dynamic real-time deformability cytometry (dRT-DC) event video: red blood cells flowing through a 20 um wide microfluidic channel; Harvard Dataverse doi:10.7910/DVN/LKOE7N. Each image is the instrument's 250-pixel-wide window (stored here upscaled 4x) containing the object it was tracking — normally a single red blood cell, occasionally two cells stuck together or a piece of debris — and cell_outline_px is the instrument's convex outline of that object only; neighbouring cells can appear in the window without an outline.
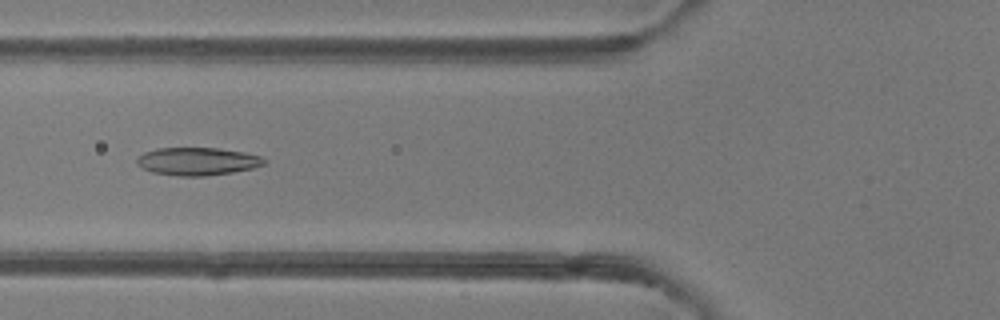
{"species": "common noctule bat (a hibernating species)", "species_latin": "Nyctalus noctula", "temperature_condition": "room temperature", "stored_images_in_passage": 48, "camera_frame_rate_fps": 3000, "um_per_image_px": 0.085, "animal": {"sex": "female"}, "frame": {"image": 1, "passage_image": 18, "time_ms": 5.667, "image_size_px": [1000, 320], "cell_outline_px": [[268, 160], [264, 164], [252, 168], [232, 172], [204, 176], [180, 176], [152, 172], [140, 168], [136, 164], [136, 156], [144, 152], [156, 148], [216, 148], [244, 152], [260, 156]], "centroid_in_image_um": [16.73, 13.71], "position_along_channel_um": 109.1, "area_um2": 20.75}}
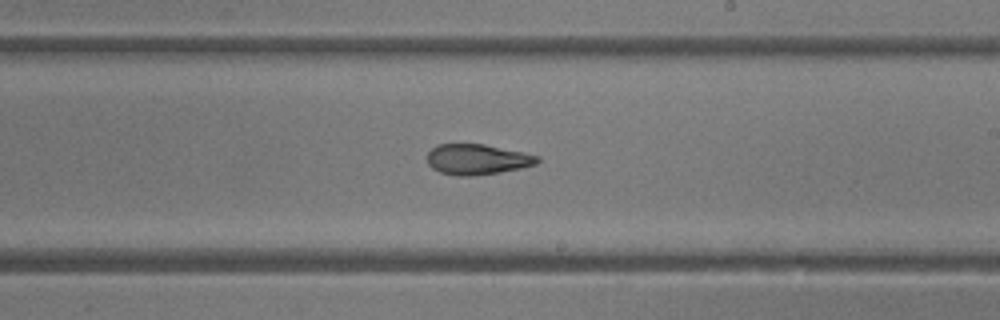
{"frame": {"image": 2, "passage_image": 28, "time_ms": 9.0, "image_size_px": [1000, 320], "cell_outline_px": [[540, 160], [536, 164], [520, 168], [500, 172], [468, 176], [456, 176], [440, 172], [432, 168], [428, 164], [428, 152], [436, 144], [484, 144], [524, 152], [540, 156]], "centroid_in_image_um": [40.56, 13.54], "position_along_channel_um": 248.4, "area_um2": 19.59}}
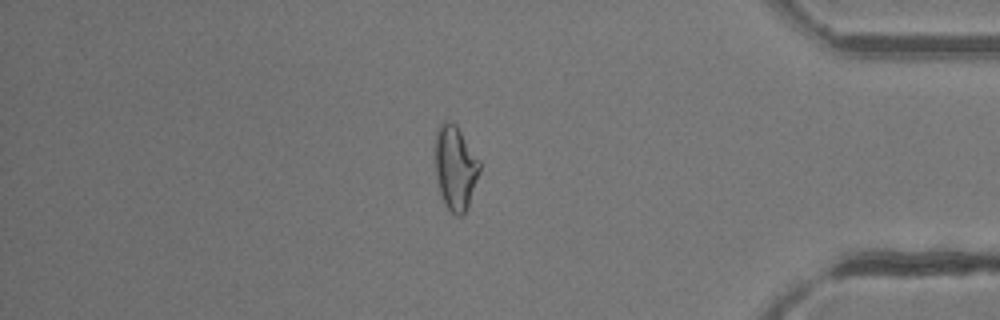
{"frame": {"image": 3, "passage_image": 41, "time_ms": 13.333, "image_size_px": [1000, 320], "cell_outline_px": [[480, 172], [468, 204], [464, 212], [460, 216], [456, 216], [444, 204], [440, 192], [436, 176], [436, 128], [444, 120], [448, 120], [456, 124], [480, 160]], "centroid_in_image_um": [38.71, 14.22], "position_along_channel_um": 396.5, "area_um2": 21.68}, "authors_computed_cell_mechanics": {"area_um2": 21.3282, "velocity_mm_per_s": 4.1709, "shape_relaxation_time_tau1_ms": null, "shape_relaxation_time_tau2_ms": 3.2849, "deformation_change_tau1": null, "deformation_change_tau2": 0.1053}}